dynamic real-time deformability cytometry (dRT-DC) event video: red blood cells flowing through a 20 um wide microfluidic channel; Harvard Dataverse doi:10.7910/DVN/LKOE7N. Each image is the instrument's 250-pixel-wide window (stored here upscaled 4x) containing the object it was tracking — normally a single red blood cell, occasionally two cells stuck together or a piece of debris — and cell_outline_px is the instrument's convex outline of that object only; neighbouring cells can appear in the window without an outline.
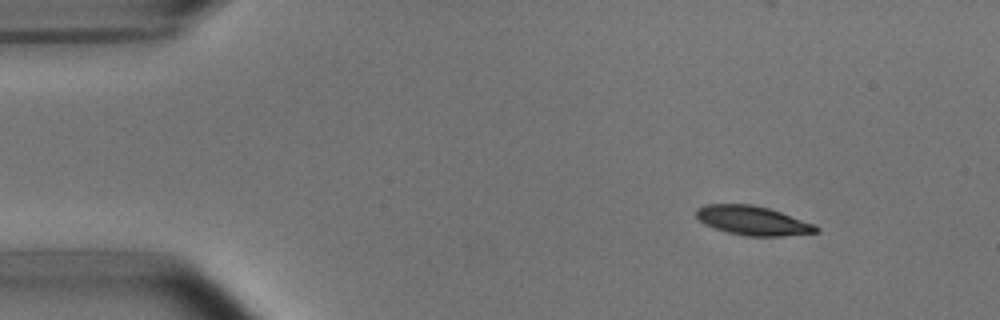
{"species": "common noctule bat (a hibernating species)", "species_latin": "Nyctalus noctula", "temperature_condition": "room temperature", "stored_images_in_passage": 48, "camera_frame_rate_fps": 3000, "um_per_image_px": 0.085, "animal": {"sex": "male", "body_mass_g": 15.6}, "frame": {"image": 1, "passage_image": 1, "time_ms": 0.0, "image_size_px": [1000, 320], "cell_outline_px": [[820, 232], [784, 236], [744, 236], [728, 232], [704, 224], [696, 216], [696, 208], [704, 204], [752, 204], [768, 208], [816, 224], [820, 228]], "centroid_in_image_um": [64.01, 18.75], "position_along_channel_um": 21.0, "area_um2": 20.46}}
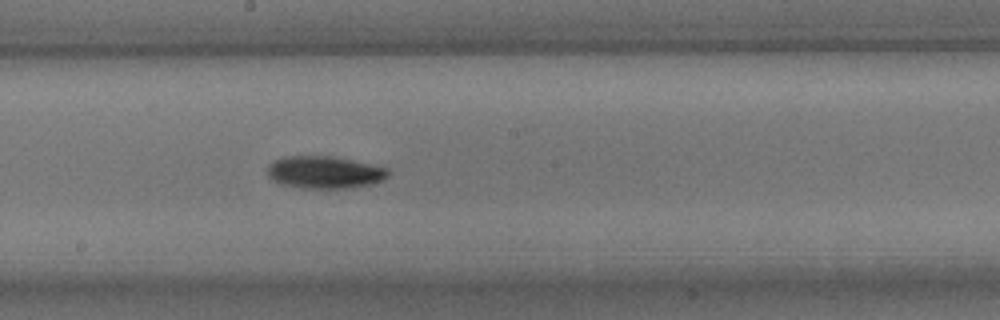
{"frame": {"image": 2, "passage_image": 23, "time_ms": 7.333, "image_size_px": [1000, 320], "cell_outline_px": [[388, 176], [384, 180], [372, 184], [348, 188], [304, 188], [284, 184], [272, 180], [268, 176], [268, 168], [276, 160], [284, 156], [328, 156], [388, 168]], "centroid_in_image_um": [27.6, 14.66], "position_along_channel_um": 220.6, "area_um2": 22.31}}
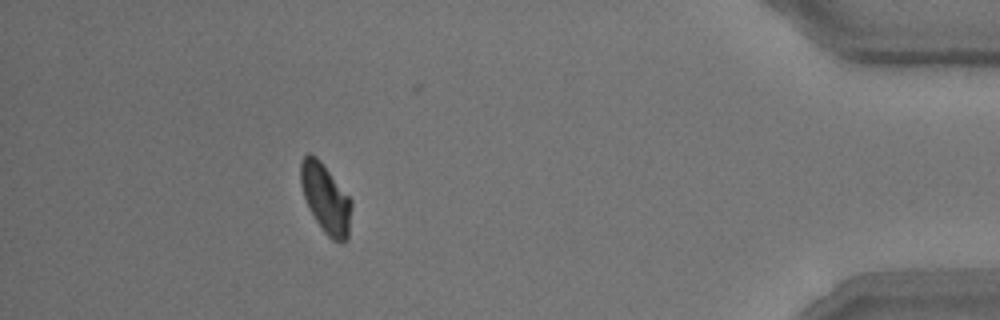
{"frame": {"image": 3, "passage_image": 42, "time_ms": 13.667, "image_size_px": [1000, 320], "cell_outline_px": [[352, 208], [348, 240], [332, 240], [324, 232], [316, 220], [304, 196], [300, 184], [300, 164], [304, 156], [308, 152], [316, 156], [320, 160], [352, 200]], "centroid_in_image_um": [27.69, 16.85], "position_along_channel_um": 407.5, "area_um2": 20.29}, "authors_computed_cell_mechanics": {"area_um2": 21.0681, "velocity_mm_per_s": 3.7862, "shape_relaxation_time_tau1_ms": 2.6081, "shape_relaxation_time_tau2_ms": null, "deformation_change_tau1": 0.0978, "deformation_change_tau2": null}}